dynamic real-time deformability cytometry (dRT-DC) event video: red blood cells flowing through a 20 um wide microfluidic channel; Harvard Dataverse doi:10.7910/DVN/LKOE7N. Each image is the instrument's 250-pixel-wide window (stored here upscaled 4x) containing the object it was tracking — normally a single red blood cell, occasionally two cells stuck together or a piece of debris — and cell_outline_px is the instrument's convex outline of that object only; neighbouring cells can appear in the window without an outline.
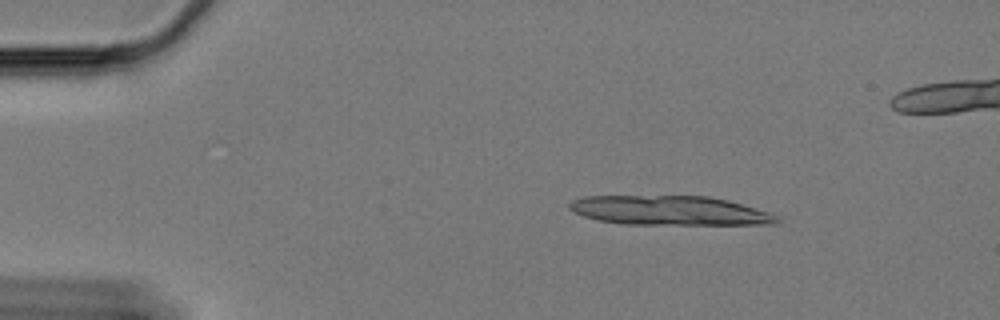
{"species": "Egyptian fruit bat (a non-hibernating species)", "species_latin": "Rousettus aegyptiacus", "temperature_condition": "cold", "stored_images_in_passage": 16, "camera_frame_rate_fps": 3000, "um_per_image_px": 0.085, "animal": {"sex": "female"}, "frame": {"image": 1, "passage_image": 8, "time_ms": 2.333, "image_size_px": [1000, 320], "cell_outline_px": [[780, 220], [776, 224], [624, 224], [596, 220], [584, 216], [568, 208], [568, 204], [572, 200], [584, 196], [708, 196], [728, 200], [756, 208], [768, 212], [776, 216]], "centroid_in_image_um": [56.89, 17.89], "position_along_channel_um": 28.1, "area_um2": 35.37}}